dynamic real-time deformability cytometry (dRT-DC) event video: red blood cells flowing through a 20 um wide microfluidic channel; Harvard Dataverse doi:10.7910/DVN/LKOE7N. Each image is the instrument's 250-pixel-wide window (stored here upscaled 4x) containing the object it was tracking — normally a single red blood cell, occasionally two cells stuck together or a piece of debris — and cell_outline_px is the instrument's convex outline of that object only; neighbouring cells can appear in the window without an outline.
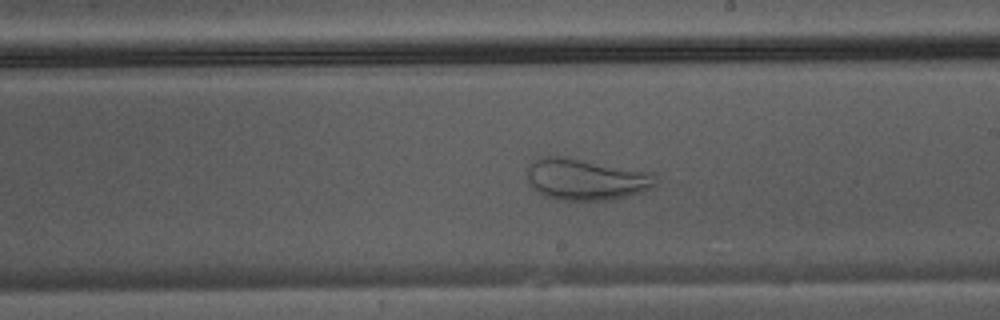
{"species": "Egyptian fruit bat (a non-hibernating species)", "species_latin": "Rousettus aegyptiacus", "temperature_condition": "warm", "stored_images_in_passage": 46, "camera_frame_rate_fps": 3000, "um_per_image_px": 0.085, "animal": {"sex": "male"}, "frame": {"image": 1, "passage_image": 27, "time_ms": 8.667, "image_size_px": [1000, 320], "cell_outline_px": [[660, 180], [656, 184], [640, 192], [628, 196], [608, 200], [560, 200], [544, 196], [532, 188], [528, 180], [528, 164], [540, 156], [568, 156], [652, 172]], "centroid_in_image_um": [49.8, 15.22], "position_along_channel_um": 239.2, "area_um2": 31.5}}